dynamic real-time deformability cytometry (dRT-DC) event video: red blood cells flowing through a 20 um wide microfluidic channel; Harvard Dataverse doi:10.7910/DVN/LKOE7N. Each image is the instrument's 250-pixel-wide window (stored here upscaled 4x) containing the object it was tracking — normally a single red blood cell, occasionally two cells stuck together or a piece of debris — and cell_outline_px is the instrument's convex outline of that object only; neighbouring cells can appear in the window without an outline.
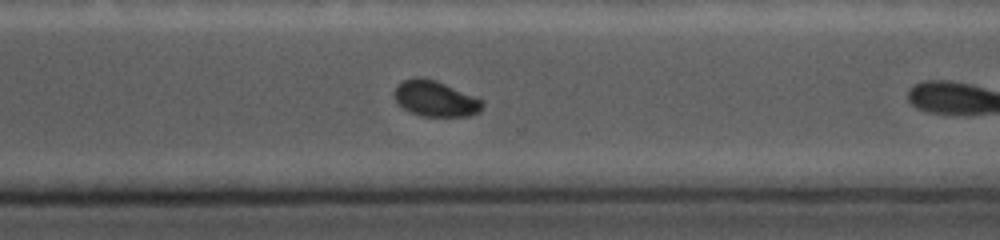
{"species": "common noctule bat (a hibernating species)", "species_latin": "Nyctalus noctula", "temperature_condition": "cold", "stored_images_in_passage": 27, "camera_frame_rate_fps": 5000, "um_per_image_px": 0.085, "animal": {"sex": "female", "body_mass_g": 19.0, "forearm_length_mm": 56.7}, "frame": {"image": 1, "passage_image": 20, "time_ms": 7.6, "image_size_px": [1000, 240], "cell_outline_px": [[484, 104], [480, 112], [468, 116], [424, 116], [412, 112], [404, 108], [396, 100], [396, 84], [412, 76], [424, 76], [436, 80], [484, 100]], "centroid_in_image_um": [37.04, 8.36], "position_along_channel_um": 333.6, "area_um2": 18.32}}
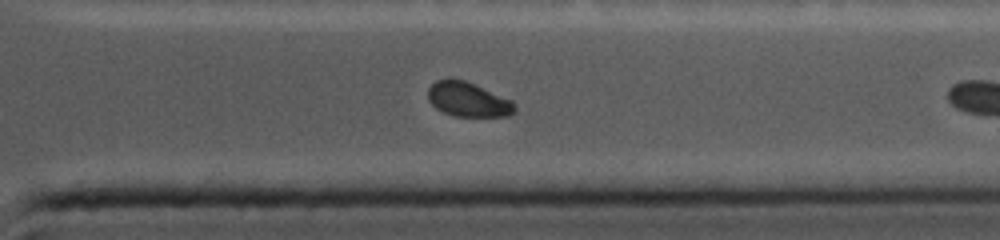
{"frame": {"image": 2, "passage_image": 23, "time_ms": 8.6, "image_size_px": [1000, 240], "cell_outline_px": [[516, 108], [508, 116], [452, 116], [436, 108], [428, 100], [428, 88], [436, 80], [448, 76], [452, 76], [464, 80], [512, 100]], "centroid_in_image_um": [39.73, 8.42], "position_along_channel_um": 371.7, "area_um2": 17.57}, "authors_computed_cell_mechanics": {"area_um2": 19.3052, "velocity_mm_per_s": 3.7467, "shape_relaxation_time_tau1_ms": 2.4808, "shape_relaxation_time_tau2_ms": null, "deformation_change_tau1": 0.0754, "deformation_change_tau2": null}}